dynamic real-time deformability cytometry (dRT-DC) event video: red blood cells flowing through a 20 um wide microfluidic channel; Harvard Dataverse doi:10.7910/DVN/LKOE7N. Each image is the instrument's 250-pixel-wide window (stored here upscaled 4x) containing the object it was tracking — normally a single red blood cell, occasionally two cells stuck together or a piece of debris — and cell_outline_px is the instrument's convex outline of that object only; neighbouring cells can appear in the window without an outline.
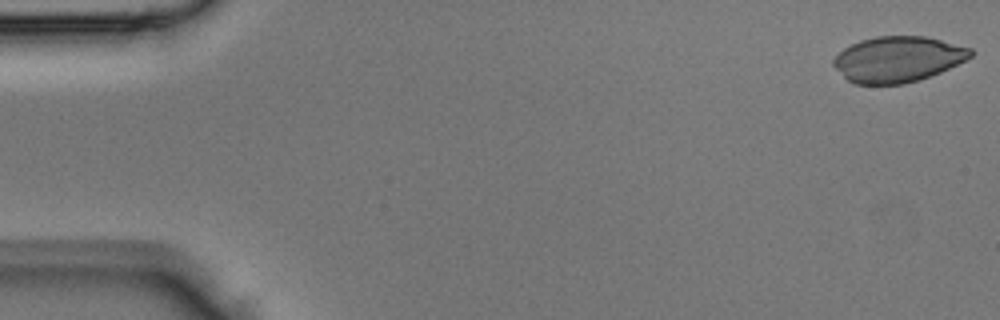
{"species": "Egyptian fruit bat (a non-hibernating species)", "species_latin": "Rousettus aegyptiacus", "temperature_condition": "room temperature", "stored_images_in_passage": 42, "camera_frame_rate_fps": 3000, "um_per_image_px": 0.085, "animal": {"sex": "male"}, "frame": {"image": 1, "passage_image": 1, "time_ms": 0.0, "image_size_px": [1000, 320], "cell_outline_px": [[976, 52], [972, 56], [940, 72], [920, 80], [904, 84], [852, 84], [832, 64], [832, 60], [844, 48], [860, 40], [876, 36], [924, 36], [972, 48]], "centroid_in_image_um": [76.31, 5.03], "position_along_channel_um": 8.7, "area_um2": 36.41}}